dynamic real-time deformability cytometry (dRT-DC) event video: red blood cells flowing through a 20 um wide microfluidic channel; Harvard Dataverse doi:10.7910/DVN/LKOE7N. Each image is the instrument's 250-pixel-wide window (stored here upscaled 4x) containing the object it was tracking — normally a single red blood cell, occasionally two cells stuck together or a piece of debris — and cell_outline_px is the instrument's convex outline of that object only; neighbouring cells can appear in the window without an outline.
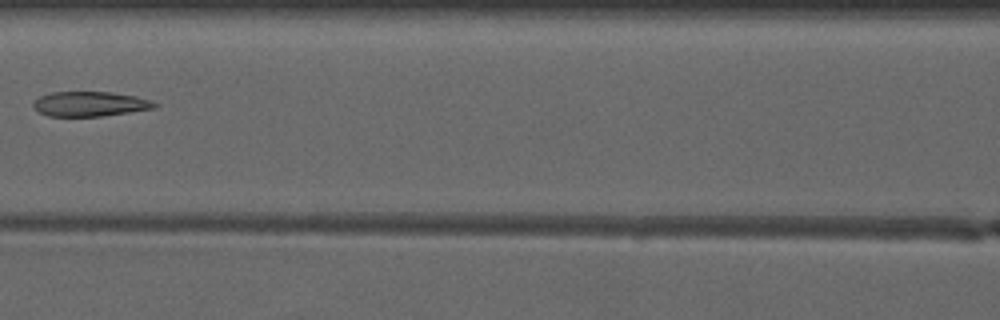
{"species": "common noctule bat (a hibernating species)", "species_latin": "Nyctalus noctula", "temperature_condition": "warm", "stored_images_in_passage": 7, "camera_frame_rate_fps": 3000, "um_per_image_px": 0.085, "animal": {"sex": "male", "forearm_length_mm": 52.5}, "frame": {"image": 1, "passage_image": 7, "time_ms": 7.0, "image_size_px": [1000, 320], "cell_outline_px": [[156, 108], [100, 116], [48, 116], [40, 112], [32, 104], [40, 96], [52, 92], [112, 92], [136, 96], [152, 100], [156, 104]], "centroid_in_image_um": [7.67, 8.83], "position_along_channel_um": 158.9, "area_um2": 17.34}}